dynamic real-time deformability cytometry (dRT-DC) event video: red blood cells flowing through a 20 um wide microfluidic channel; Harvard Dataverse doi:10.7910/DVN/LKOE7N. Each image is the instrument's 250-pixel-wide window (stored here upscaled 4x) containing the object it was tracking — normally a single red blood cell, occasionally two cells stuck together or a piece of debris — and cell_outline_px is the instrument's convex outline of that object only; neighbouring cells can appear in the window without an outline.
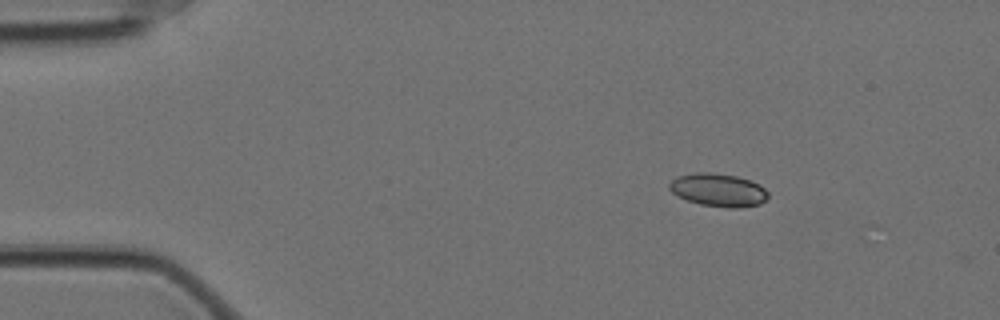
{"species": "Egyptian fruit bat (a non-hibernating species)", "species_latin": "Rousettus aegyptiacus", "temperature_condition": "cold", "stored_images_in_passage": 50, "camera_frame_rate_fps": 3000, "um_per_image_px": 0.085, "animal": {"sex": "female"}, "frame": {"image": 1, "passage_image": 1, "time_ms": 0.0, "image_size_px": [1000, 320], "cell_outline_px": [[768, 196], [760, 204], [740, 208], [728, 208], [700, 204], [688, 200], [672, 192], [668, 188], [668, 184], [676, 176], [700, 172], [708, 172], [736, 176], [752, 180], [760, 184], [768, 192]], "centroid_in_image_um": [61.07, 16.15], "position_along_channel_um": 23.9, "area_um2": 19.02}}
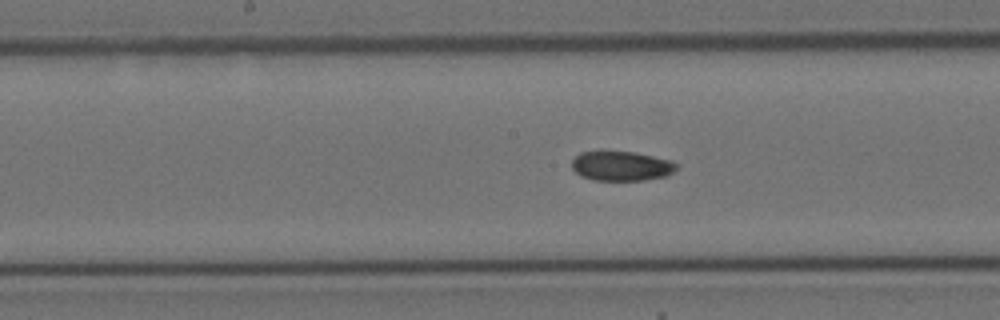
{"frame": {"image": 2, "passage_image": 22, "time_ms": 7.0, "image_size_px": [1000, 320], "cell_outline_px": [[680, 164], [668, 176], [644, 180], [592, 180], [580, 176], [572, 168], [572, 160], [580, 152], [600, 148], [636, 152], [672, 160]], "centroid_in_image_um": [52.79, 14.06], "position_along_channel_um": 195.4, "area_um2": 18.96}}
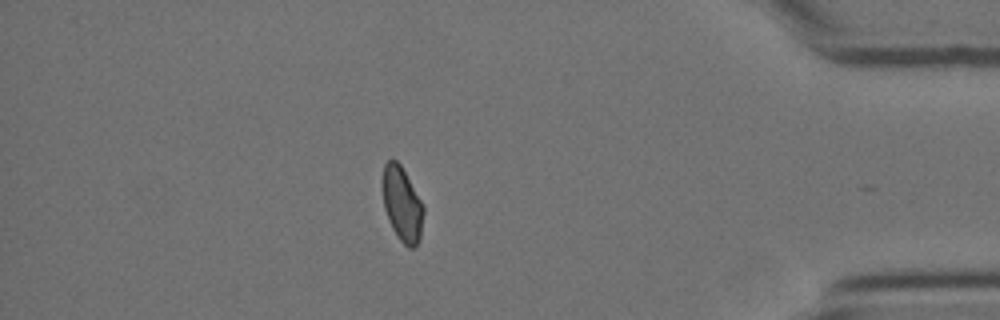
{"frame": {"image": 3, "passage_image": 43, "time_ms": 14.0, "image_size_px": [1000, 320], "cell_outline_px": [[424, 212], [420, 240], [412, 248], [408, 248], [400, 240], [392, 228], [388, 220], [384, 208], [380, 188], [380, 180], [384, 164], [392, 156], [400, 164], [420, 200], [424, 208]], "centroid_in_image_um": [34.12, 17.31], "position_along_channel_um": 401.1, "area_um2": 18.15}, "authors_computed_cell_mechanics": {"area_um2": 18.7272, "velocity_mm_per_s": 3.4981, "shape_relaxation_time_tau1_ms": 5.3039, "shape_relaxation_time_tau2_ms": 3.8663, "deformation_change_tau1": 0.0928, "deformation_change_tau2": 0.0563}}